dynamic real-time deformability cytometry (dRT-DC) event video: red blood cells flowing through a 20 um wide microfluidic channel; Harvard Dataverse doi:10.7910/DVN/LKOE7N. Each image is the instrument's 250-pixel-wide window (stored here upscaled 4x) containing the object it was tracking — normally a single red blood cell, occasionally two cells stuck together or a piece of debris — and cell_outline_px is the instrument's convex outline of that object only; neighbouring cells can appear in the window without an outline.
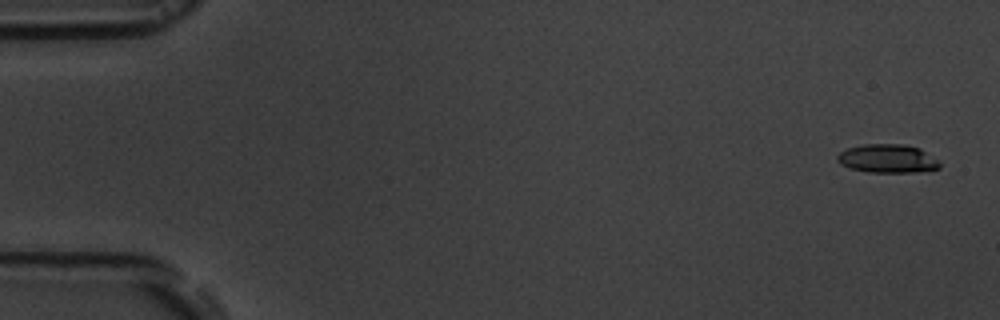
{"species": "common noctule bat (a hibernating species)", "species_latin": "Nyctalus noctula", "temperature_condition": "room temperature", "stored_images_in_passage": 7, "camera_frame_rate_fps": 3000, "um_per_image_px": 0.085, "animal": {"sex": "male", "body_mass_g": 19.5, "forearm_length_mm": 54.6}, "frame": {"image": 1, "passage_image": 1, "time_ms": 0.0, "image_size_px": [1000, 320], "cell_outline_px": [[940, 168], [920, 172], [868, 172], [848, 168], [840, 164], [836, 160], [836, 156], [840, 152], [848, 148], [864, 144], [904, 144], [920, 148], [936, 160], [940, 164]], "centroid_in_image_um": [75.4, 13.48], "position_along_channel_um": 9.6, "area_um2": 17.05}}
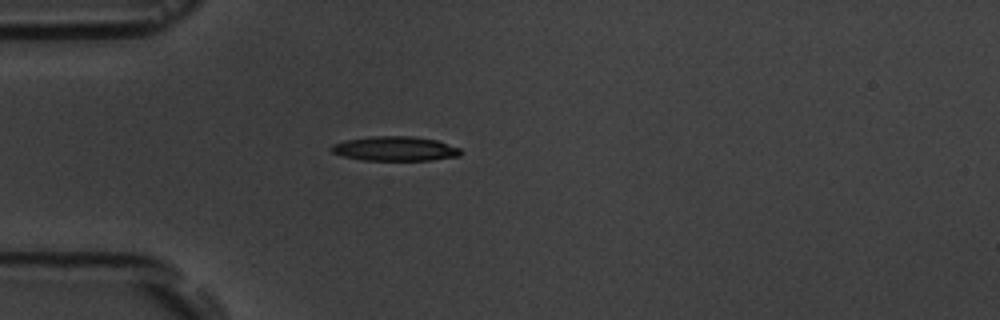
{"frame": {"image": 2, "passage_image": 5, "time_ms": 4.667, "image_size_px": [1000, 320], "cell_outline_px": [[460, 156], [432, 160], [364, 160], [340, 156], [332, 152], [328, 148], [332, 144], [344, 140], [372, 136], [412, 136], [436, 140], [460, 148]], "centroid_in_image_um": [33.52, 12.64], "position_along_channel_um": 51.5, "area_um2": 18.55}}
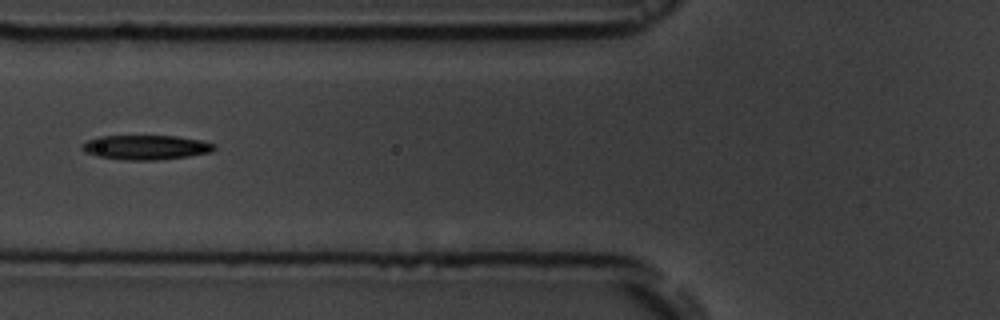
{"frame": {"image": 3, "passage_image": 7, "time_ms": 6.667, "image_size_px": [1000, 320], "cell_outline_px": [[216, 148], [212, 152], [188, 156], [156, 160], [128, 160], [96, 156], [84, 152], [80, 148], [88, 140], [100, 136], [176, 136], [200, 140], [216, 144]], "centroid_in_image_um": [12.41, 12.52], "position_along_channel_um": 113.4, "area_um2": 18.84}}